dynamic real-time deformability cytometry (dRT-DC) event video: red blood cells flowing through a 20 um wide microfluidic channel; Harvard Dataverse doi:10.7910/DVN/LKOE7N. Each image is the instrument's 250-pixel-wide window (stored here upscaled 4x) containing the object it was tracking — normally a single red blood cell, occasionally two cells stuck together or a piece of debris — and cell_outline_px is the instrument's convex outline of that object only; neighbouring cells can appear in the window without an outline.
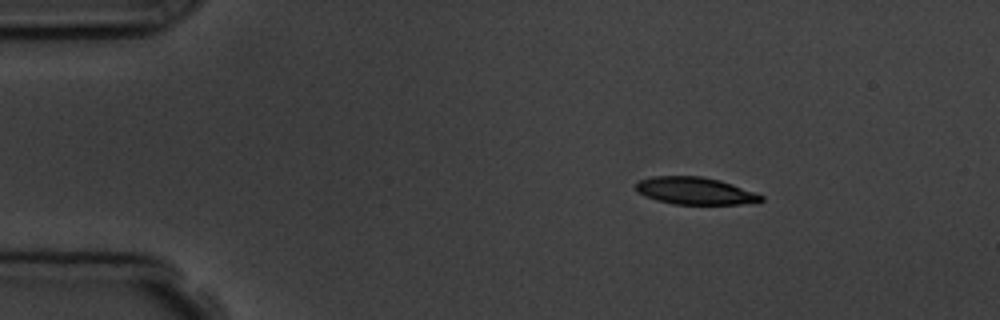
{"species": "common noctule bat (a hibernating species)", "species_latin": "Nyctalus noctula", "temperature_condition": "room temperature", "stored_images_in_passage": 3, "camera_frame_rate_fps": 3000, "um_per_image_px": 0.085, "animal": {"sex": "male", "body_mass_g": 19.5, "forearm_length_mm": 54.6}, "frame": {"image": 1, "passage_image": 1, "time_ms": 0.0, "image_size_px": [1000, 320], "cell_outline_px": [[764, 200], [740, 204], [672, 204], [656, 200], [644, 196], [636, 188], [636, 184], [640, 180], [652, 176], [700, 176], [720, 180], [756, 192], [764, 196]], "centroid_in_image_um": [59.09, 16.22], "position_along_channel_um": 25.9, "area_um2": 19.83}}